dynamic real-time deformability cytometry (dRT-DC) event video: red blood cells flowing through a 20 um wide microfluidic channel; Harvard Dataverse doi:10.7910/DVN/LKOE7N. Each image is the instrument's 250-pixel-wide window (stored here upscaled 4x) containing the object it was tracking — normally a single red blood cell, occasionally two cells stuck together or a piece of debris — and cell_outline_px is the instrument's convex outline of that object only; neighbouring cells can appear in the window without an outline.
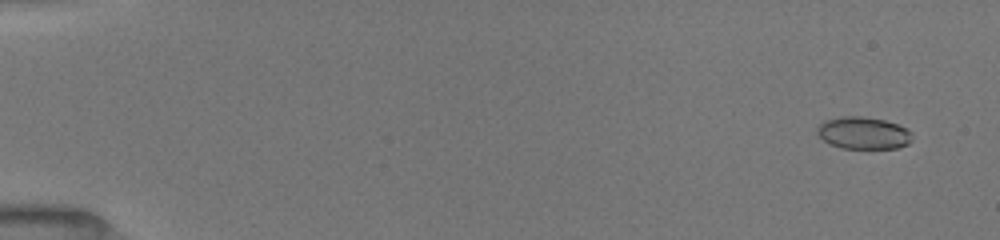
{"species": "common noctule bat (a hibernating species)", "species_latin": "Nyctalus noctula", "temperature_condition": "room temperature", "stored_images_in_passage": 40, "camera_frame_rate_fps": 3000, "um_per_image_px": 0.085, "animal": {"sex": "female", "body_mass_g": 19.5, "forearm_length_mm": 54.1}, "frame": {"image": 1, "passage_image": 3, "time_ms": 1.0, "image_size_px": [1000, 240], "cell_outline_px": [[912, 140], [908, 144], [896, 148], [840, 148], [828, 144], [816, 132], [816, 128], [824, 120], [840, 116], [860, 116], [884, 120], [896, 124], [912, 132]], "centroid_in_image_um": [73.35, 11.3], "position_along_channel_um": 11.6, "area_um2": 17.86}}
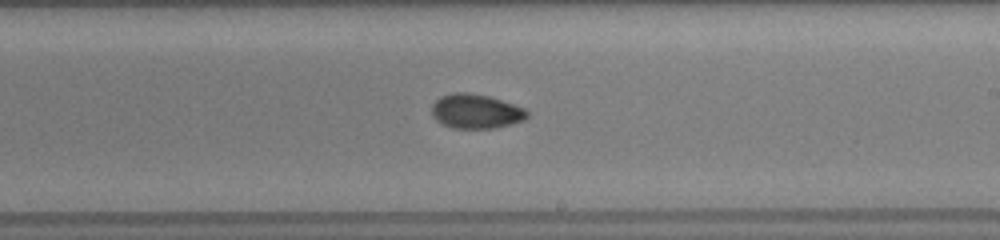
{"frame": {"image": 2, "passage_image": 21, "time_ms": 10.667, "image_size_px": [1000, 240], "cell_outline_px": [[528, 116], [524, 120], [512, 124], [496, 128], [452, 128], [436, 120], [432, 116], [432, 104], [440, 96], [452, 92], [468, 92], [488, 96], [524, 108], [528, 112]], "centroid_in_image_um": [40.43, 9.46], "position_along_channel_um": 248.6, "area_um2": 19.13}}
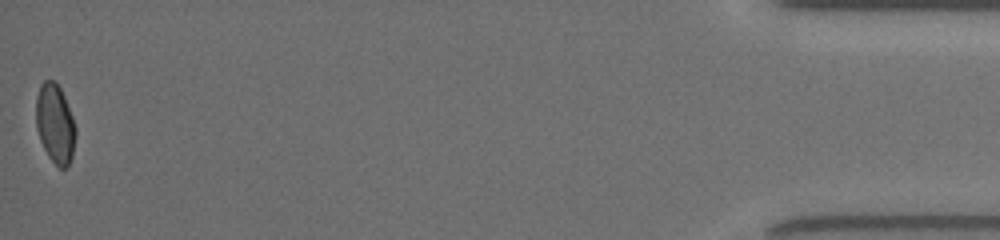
{"frame": {"image": 3, "passage_image": 40, "time_ms": 17.333, "image_size_px": [1000, 240], "cell_outline_px": [[76, 136], [72, 156], [68, 164], [64, 168], [60, 168], [48, 156], [40, 140], [36, 128], [36, 96], [40, 84], [44, 80], [56, 80], [64, 96], [72, 116], [76, 128]], "centroid_in_image_um": [4.68, 10.48], "position_along_channel_um": 430.5, "area_um2": 18.32}, "authors_computed_cell_mechanics": {"area_um2": 18.3804, "velocity_mm_per_s": 4.0154, "shape_relaxation_time_tau1_ms": 2.9597, "shape_relaxation_time_tau2_ms": 2.2401, "deformation_change_tau1": 0.1083, "deformation_change_tau2": 0.0322}}